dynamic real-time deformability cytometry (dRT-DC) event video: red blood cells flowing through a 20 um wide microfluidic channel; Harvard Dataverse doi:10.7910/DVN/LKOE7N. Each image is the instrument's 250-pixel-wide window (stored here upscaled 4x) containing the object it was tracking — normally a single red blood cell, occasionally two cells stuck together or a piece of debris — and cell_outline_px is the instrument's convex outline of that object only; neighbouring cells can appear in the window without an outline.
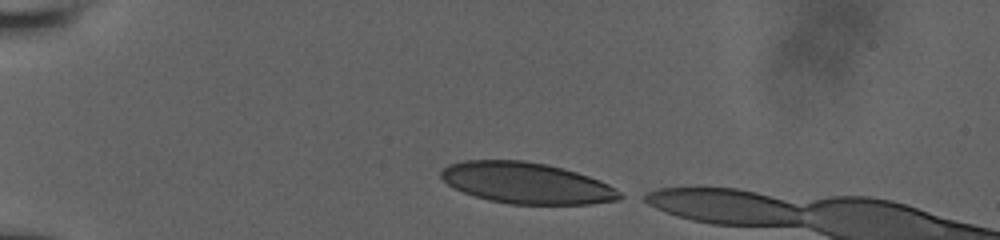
{"species": "human", "species_latin": "Homo sapiens", "temperature_condition": "room temperature", "stored_images_in_passage": 35, "camera_frame_rate_fps": 3000, "um_per_image_px": 0.085, "donor": {"sex": "male"}, "frame": {"image": 1, "passage_image": 1, "time_ms": 0.0, "image_size_px": [1000, 240], "cell_outline_px": [[628, 196], [620, 200], [588, 204], [508, 204], [488, 200], [464, 192], [448, 184], [440, 176], [440, 172], [448, 164], [464, 160], [524, 160], [548, 164], [564, 168], [600, 180], [616, 188]], "centroid_in_image_um": [44.81, 15.56], "position_along_channel_um": 40.2, "area_um2": 43.12}}
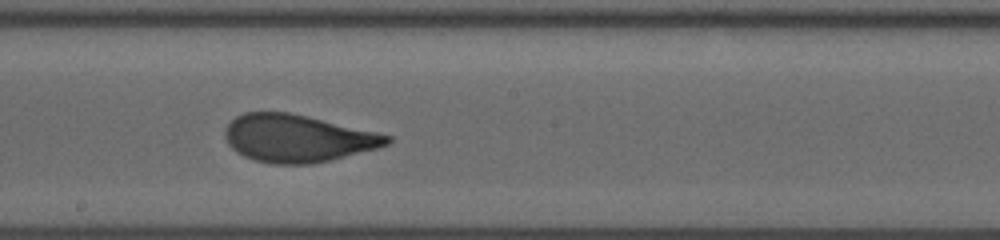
{"frame": {"image": 2, "passage_image": 20, "time_ms": 6.0, "image_size_px": [1000, 240], "cell_outline_px": [[392, 140], [388, 144], [380, 148], [332, 160], [312, 164], [272, 164], [252, 160], [236, 152], [228, 144], [224, 136], [224, 132], [228, 124], [236, 116], [244, 112], [288, 112], [376, 132], [392, 136]], "centroid_in_image_um": [25.28, 11.77], "position_along_channel_um": 222.9, "area_um2": 44.91}}
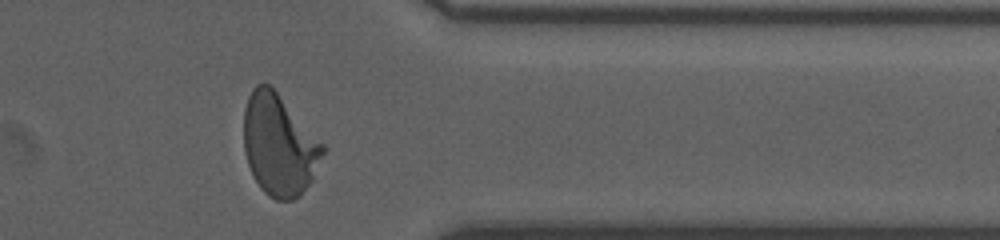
{"frame": {"image": 3, "passage_image": 34, "time_ms": 10.333, "image_size_px": [1000, 240], "cell_outline_px": [[324, 152], [312, 180], [300, 196], [292, 200], [276, 200], [268, 196], [260, 188], [252, 176], [244, 152], [244, 108], [248, 96], [252, 88], [256, 84], [268, 84], [276, 92], [324, 144]], "centroid_in_image_um": [23.7, 12.36], "position_along_channel_um": 387.7, "area_um2": 46.41}}